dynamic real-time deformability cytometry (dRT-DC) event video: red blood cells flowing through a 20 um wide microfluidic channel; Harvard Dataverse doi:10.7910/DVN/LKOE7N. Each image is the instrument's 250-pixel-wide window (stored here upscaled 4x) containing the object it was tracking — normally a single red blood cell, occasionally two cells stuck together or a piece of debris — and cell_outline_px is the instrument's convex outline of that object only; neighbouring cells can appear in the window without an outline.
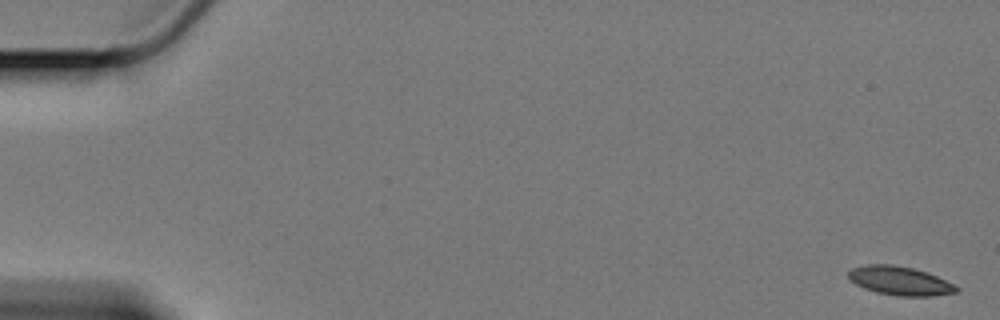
{"species": "Egyptian fruit bat (a non-hibernating species)", "species_latin": "Rousettus aegyptiacus", "temperature_condition": "cold", "stored_images_in_passage": 60, "camera_frame_rate_fps": 3000, "um_per_image_px": 0.085, "animal": {"sex": "female"}, "frame": {"image": 1, "passage_image": 1, "time_ms": 0.0, "image_size_px": [1000, 320], "cell_outline_px": [[960, 292], [932, 296], [900, 296], [876, 292], [864, 288], [856, 284], [848, 276], [848, 272], [852, 268], [868, 264], [892, 264], [912, 268], [936, 276], [960, 288]], "centroid_in_image_um": [76.5, 23.87], "position_along_channel_um": 8.5, "area_um2": 17.92}}
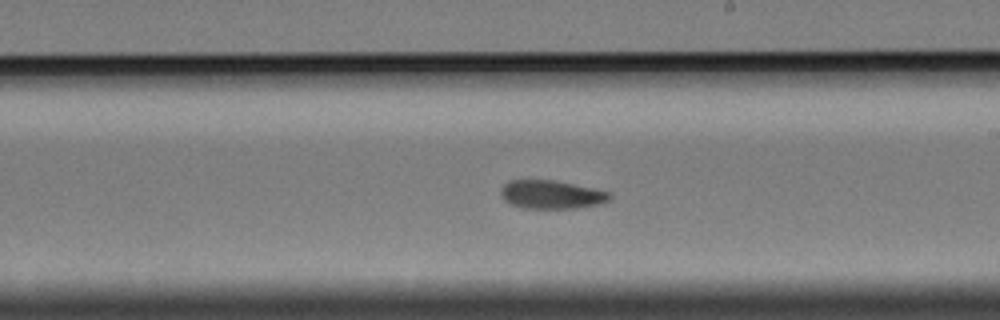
{"frame": {"image": 2, "passage_image": 35, "time_ms": 11.333, "image_size_px": [1000, 320], "cell_outline_px": [[612, 200], [600, 204], [576, 208], [524, 208], [512, 204], [504, 200], [500, 192], [504, 184], [508, 180], [552, 180], [572, 184], [608, 192], [612, 196]], "centroid_in_image_um": [46.87, 16.54], "position_along_channel_um": 242.1, "area_um2": 17.86}}
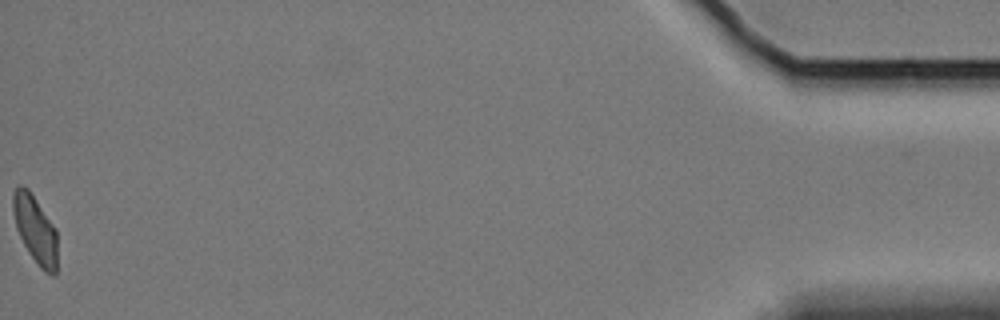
{"frame": {"image": 3, "passage_image": 60, "time_ms": 19.667, "image_size_px": [1000, 320], "cell_outline_px": [[56, 272], [52, 276], [44, 272], [36, 264], [28, 252], [16, 228], [12, 208], [12, 192], [20, 184], [28, 188], [56, 228]], "centroid_in_image_um": [2.98, 19.49], "position_along_channel_um": 432.2, "area_um2": 17.57}, "authors_computed_cell_mechanics": {"area_um2": 18.4093, "velocity_mm_per_s": 3.3801, "shape_relaxation_time_tau1_ms": 9.4948, "shape_relaxation_time_tau2_ms": 7.8146, "deformation_change_tau1": 0.1793, "deformation_change_tau2": 0.1336}}